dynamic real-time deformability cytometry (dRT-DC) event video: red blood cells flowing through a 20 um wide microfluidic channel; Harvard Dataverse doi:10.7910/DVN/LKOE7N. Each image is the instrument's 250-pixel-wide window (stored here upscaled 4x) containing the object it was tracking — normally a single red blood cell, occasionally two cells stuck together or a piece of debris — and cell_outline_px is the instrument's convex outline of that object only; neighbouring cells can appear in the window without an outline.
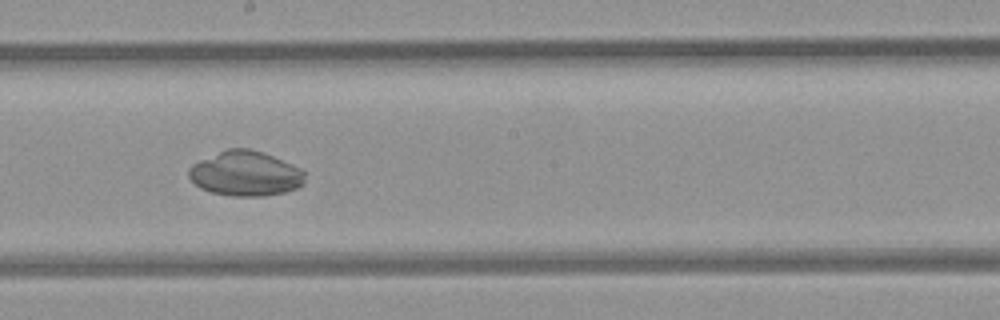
{"species": "common noctule bat (a hibernating species)", "species_latin": "Nyctalus noctula", "temperature_condition": "room temperature", "stored_images_in_passage": 31, "camera_frame_rate_fps": 3000, "um_per_image_px": 0.085, "animal": {"sex": "female", "body_mass_g": 21.9}, "frame": {"image": 1, "passage_image": 14, "time_ms": 4.333, "image_size_px": [1000, 320], "cell_outline_px": [[304, 184], [296, 188], [284, 192], [264, 196], [232, 196], [212, 192], [200, 188], [188, 176], [188, 168], [192, 164], [200, 160], [228, 148], [248, 148], [264, 152], [300, 168], [304, 172]], "centroid_in_image_um": [20.86, 14.75], "position_along_channel_um": 227.3, "area_um2": 30.29}}